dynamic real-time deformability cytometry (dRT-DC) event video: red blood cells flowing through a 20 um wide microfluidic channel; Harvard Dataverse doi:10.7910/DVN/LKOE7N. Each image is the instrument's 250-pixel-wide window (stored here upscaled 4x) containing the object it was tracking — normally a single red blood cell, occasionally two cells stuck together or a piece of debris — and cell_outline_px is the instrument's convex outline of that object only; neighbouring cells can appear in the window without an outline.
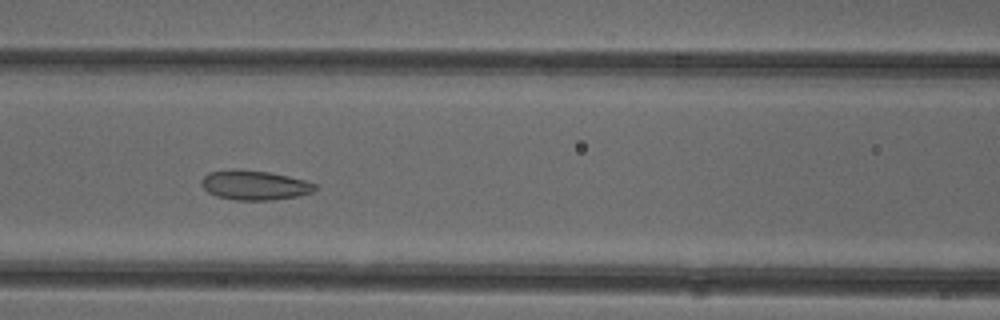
{"species": "common noctule bat (a hibernating species)", "species_latin": "Nyctalus noctula", "temperature_condition": "cold", "stored_images_in_passage": 51, "camera_frame_rate_fps": 3000, "um_per_image_px": 0.085, "animal": {"sex": "female"}, "frame": {"image": 1, "passage_image": 21, "time_ms": 6.667, "image_size_px": [1000, 320], "cell_outline_px": [[316, 188], [312, 192], [296, 196], [272, 200], [236, 200], [216, 196], [208, 192], [200, 184], [200, 180], [208, 172], [236, 168], [240, 168], [268, 172], [288, 176], [304, 180], [316, 184]], "centroid_in_image_um": [21.58, 15.72], "position_along_channel_um": 145.0, "area_um2": 19.65}}
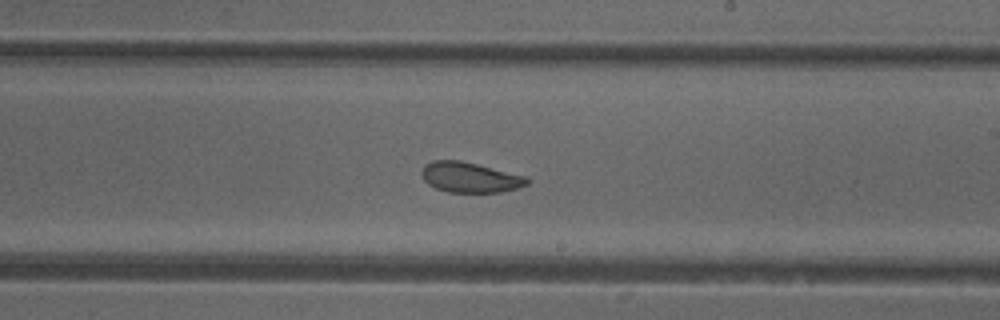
{"frame": {"image": 2, "passage_image": 29, "time_ms": 9.333, "image_size_px": [1000, 320], "cell_outline_px": [[532, 180], [528, 184], [516, 188], [500, 192], [448, 192], [436, 188], [428, 184], [424, 180], [420, 172], [424, 164], [432, 160], [460, 160], [528, 176]], "centroid_in_image_um": [39.95, 15.06], "position_along_channel_um": 249.0, "area_um2": 18.79}}
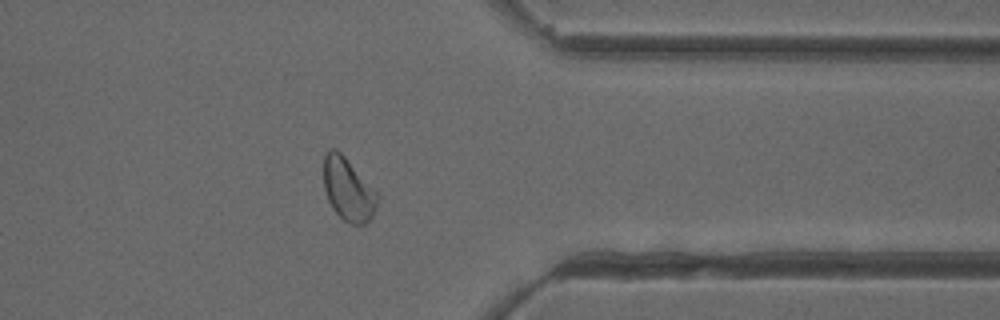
{"frame": {"image": 3, "passage_image": 40, "time_ms": 13.0, "image_size_px": [1000, 320], "cell_outline_px": [[380, 196], [372, 216], [364, 224], [352, 224], [344, 220], [332, 208], [328, 200], [324, 188], [324, 156], [328, 148], [336, 148], [380, 192]], "centroid_in_image_um": [29.62, 16.07], "position_along_channel_um": 381.8, "area_um2": 19.94}, "authors_computed_cell_mechanics": {"area_um2": 20.9236, "velocity_mm_per_s": 3.907, "shape_relaxation_time_tau1_ms": 7.3003, "shape_relaxation_time_tau2_ms": 1.6829, "deformation_change_tau1": 0.1206, "deformation_change_tau2": 0.0734}}